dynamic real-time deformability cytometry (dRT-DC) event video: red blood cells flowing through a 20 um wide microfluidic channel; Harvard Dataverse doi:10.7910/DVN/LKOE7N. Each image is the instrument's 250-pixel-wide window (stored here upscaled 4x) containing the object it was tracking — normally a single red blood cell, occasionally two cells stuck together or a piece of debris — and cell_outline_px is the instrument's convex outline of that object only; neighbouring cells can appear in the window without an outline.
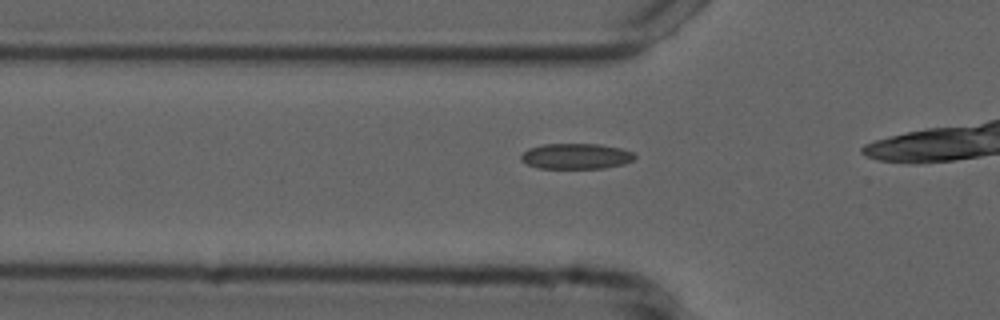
{"species": "common noctule bat (a hibernating species)", "species_latin": "Nyctalus noctula", "temperature_condition": "cold", "stored_images_in_passage": 12, "camera_frame_rate_fps": 3000, "um_per_image_px": 0.085, "animal": {"sex": "male", "forearm_length_mm": 52.5}, "frame": {"image": 1, "passage_image": 6, "time_ms": 1.667, "image_size_px": [1000, 320], "cell_outline_px": [[636, 156], [632, 160], [624, 164], [604, 168], [540, 168], [528, 164], [520, 160], [520, 156], [528, 148], [544, 144], [600, 144], [620, 148], [632, 152]], "centroid_in_image_um": [48.96, 13.27], "position_along_channel_um": 76.8, "area_um2": 16.88}}
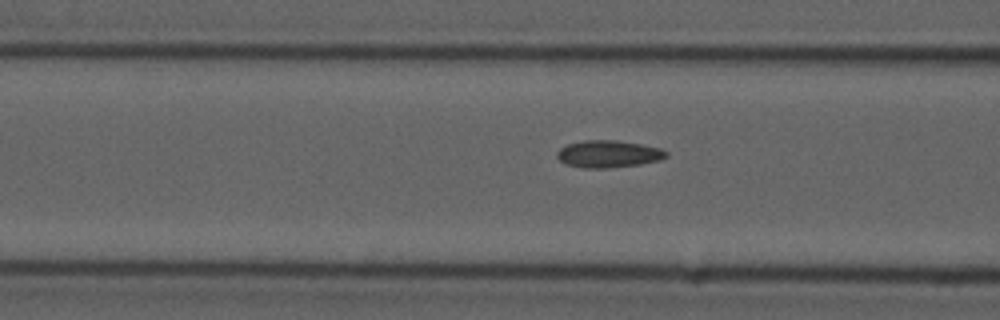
{"frame": {"image": 2, "passage_image": 9, "time_ms": 2.667, "image_size_px": [1000, 320], "cell_outline_px": [[668, 156], [660, 160], [640, 164], [604, 168], [584, 168], [564, 164], [556, 156], [556, 152], [560, 148], [568, 144], [584, 140], [616, 140], [640, 144], [660, 148], [668, 152]], "centroid_in_image_um": [51.7, 13.08], "position_along_channel_um": 114.9, "area_um2": 17.28}}